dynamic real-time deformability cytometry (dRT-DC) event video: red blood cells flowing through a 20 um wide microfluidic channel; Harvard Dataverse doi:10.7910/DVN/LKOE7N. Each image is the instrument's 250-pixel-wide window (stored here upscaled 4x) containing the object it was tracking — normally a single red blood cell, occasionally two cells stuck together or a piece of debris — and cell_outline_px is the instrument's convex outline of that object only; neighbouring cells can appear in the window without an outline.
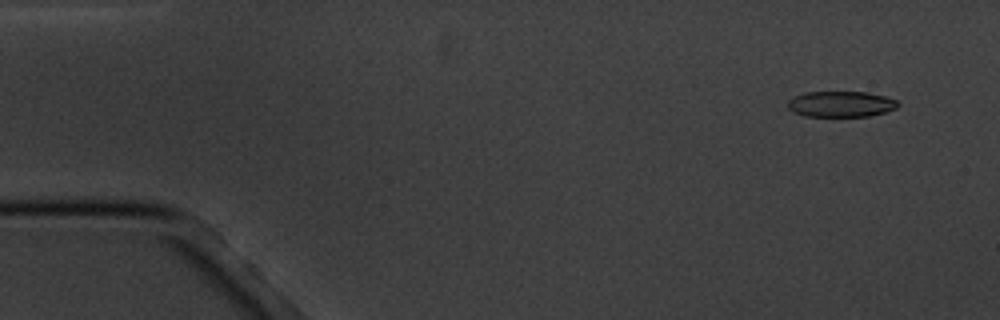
{"species": "common noctule bat (a hibernating species)", "species_latin": "Nyctalus noctula", "temperature_condition": "cold", "stored_images_in_passage": 4, "camera_frame_rate_fps": 3000, "um_per_image_px": 0.085, "animal": {"sex": "male", "body_mass_g": 20.1, "forearm_length_mm": 53.5}, "frame": {"image": 1, "passage_image": 1, "time_ms": 0.0, "image_size_px": [1000, 320], "cell_outline_px": [[900, 104], [896, 108], [884, 112], [868, 116], [804, 116], [792, 112], [788, 108], [788, 100], [804, 92], [868, 92], [884, 96], [896, 100]], "centroid_in_image_um": [71.46, 8.84], "position_along_channel_um": 13.5, "area_um2": 16.53}}